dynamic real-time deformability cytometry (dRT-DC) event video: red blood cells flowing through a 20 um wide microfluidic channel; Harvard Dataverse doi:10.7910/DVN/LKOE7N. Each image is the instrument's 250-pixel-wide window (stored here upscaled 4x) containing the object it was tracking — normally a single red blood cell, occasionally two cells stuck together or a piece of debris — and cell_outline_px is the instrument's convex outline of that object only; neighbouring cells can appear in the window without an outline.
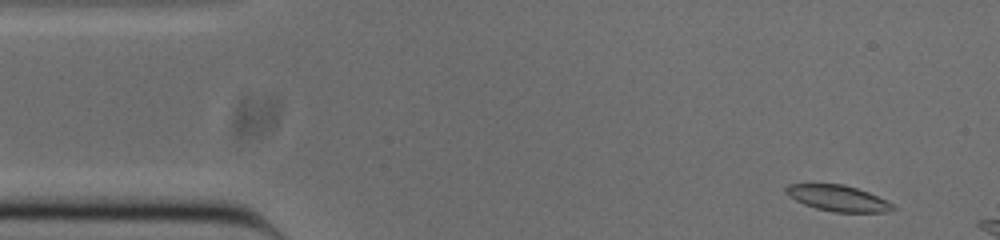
{"species": "common noctule bat (a hibernating species)", "species_latin": "Nyctalus noctula", "temperature_condition": "cold", "stored_images_in_passage": 51, "camera_frame_rate_fps": 3000, "um_per_image_px": 0.085, "animal": {"sex": "male", "body_mass_g": 20.0, "forearm_length_mm": 53.3}, "frame": {"image": 1, "passage_image": 2, "time_ms": 0.333, "image_size_px": [1000, 240], "cell_outline_px": [[896, 208], [888, 212], [836, 212], [816, 208], [804, 204], [788, 196], [784, 192], [784, 188], [788, 184], [844, 184], [868, 192], [888, 200]], "centroid_in_image_um": [71.22, 16.84], "position_along_channel_um": 13.8, "area_um2": 16.18}}
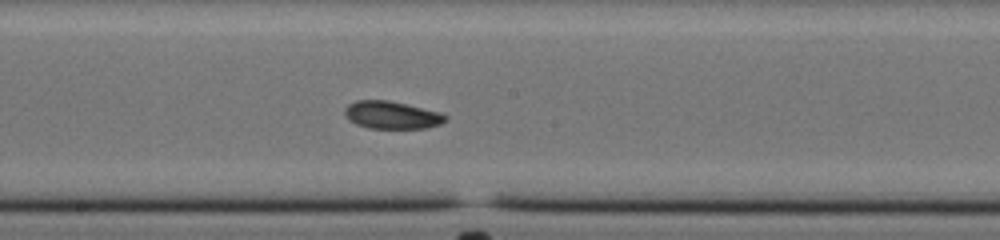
{"frame": {"image": 2, "passage_image": 25, "time_ms": 8.0, "image_size_px": [1000, 240], "cell_outline_px": [[448, 120], [440, 124], [428, 128], [368, 128], [356, 124], [348, 120], [344, 112], [344, 108], [348, 104], [356, 100], [388, 100], [440, 112], [448, 116]], "centroid_in_image_um": [33.3, 9.78], "position_along_channel_um": 214.9, "area_um2": 16.3}}
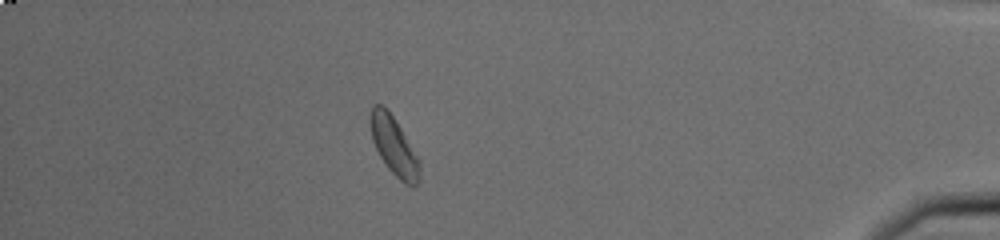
{"frame": {"image": 3, "passage_image": 44, "time_ms": 14.333, "image_size_px": [1000, 240], "cell_outline_px": [[420, 180], [412, 188], [404, 184], [388, 168], [380, 156], [372, 140], [372, 104], [380, 104], [392, 116], [400, 128], [420, 160]], "centroid_in_image_um": [33.54, 12.51], "position_along_channel_um": 401.7, "area_um2": 16.24}, "authors_computed_cell_mechanics": {"area_um2": 16.3574, "velocity_mm_per_s": 3.8166, "shape_relaxation_time_tau1_ms": 3.024, "shape_relaxation_time_tau2_ms": null, "deformation_change_tau1": 0.0853, "deformation_change_tau2": null}}